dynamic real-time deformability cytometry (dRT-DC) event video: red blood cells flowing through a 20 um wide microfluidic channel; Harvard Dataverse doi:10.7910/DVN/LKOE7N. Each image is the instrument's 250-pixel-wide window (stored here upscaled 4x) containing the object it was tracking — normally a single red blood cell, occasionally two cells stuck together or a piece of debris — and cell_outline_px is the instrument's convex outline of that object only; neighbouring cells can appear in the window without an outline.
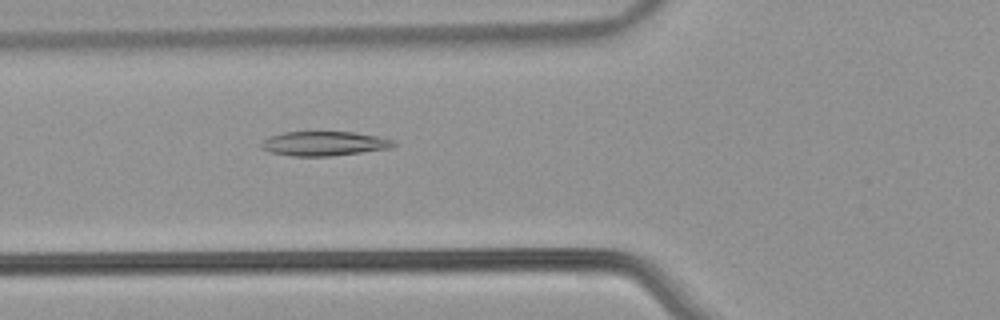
{"species": "common noctule bat (a hibernating species)", "species_latin": "Nyctalus noctula", "temperature_condition": "warm", "stored_images_in_passage": 55, "camera_frame_rate_fps": 3000, "um_per_image_px": 0.085, "animal": {"sex": "male", "body_mass_g": 21.5, "forearm_length_mm": 52.0}, "frame": {"image": 1, "passage_image": 21, "time_ms": 6.667, "image_size_px": [1000, 320], "cell_outline_px": [[396, 144], [392, 148], [328, 156], [292, 156], [272, 152], [260, 148], [260, 144], [268, 136], [284, 132], [352, 132], [376, 136], [396, 140]], "centroid_in_image_um": [27.55, 12.2], "position_along_channel_um": 98.3, "area_um2": 18.73}}
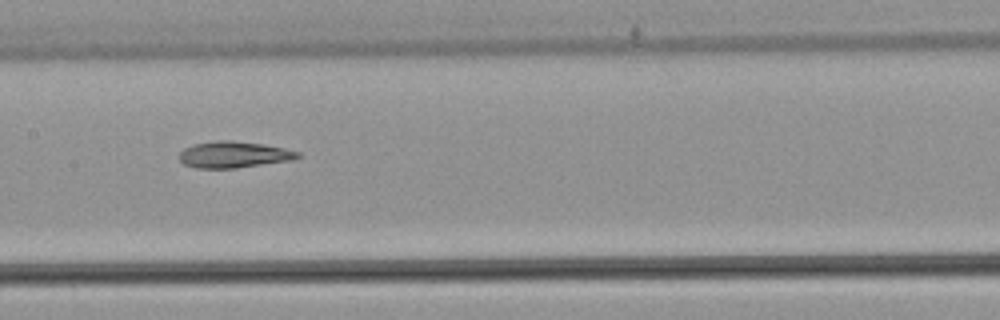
{"frame": {"image": 2, "passage_image": 28, "time_ms": 9.0, "image_size_px": [1000, 320], "cell_outline_px": [[304, 156], [292, 160], [236, 168], [196, 168], [184, 164], [180, 160], [180, 152], [184, 148], [192, 144], [216, 140], [232, 140], [260, 144], [284, 148], [300, 152]], "centroid_in_image_um": [19.88, 13.14], "position_along_channel_um": 187.5, "area_um2": 18.26}}
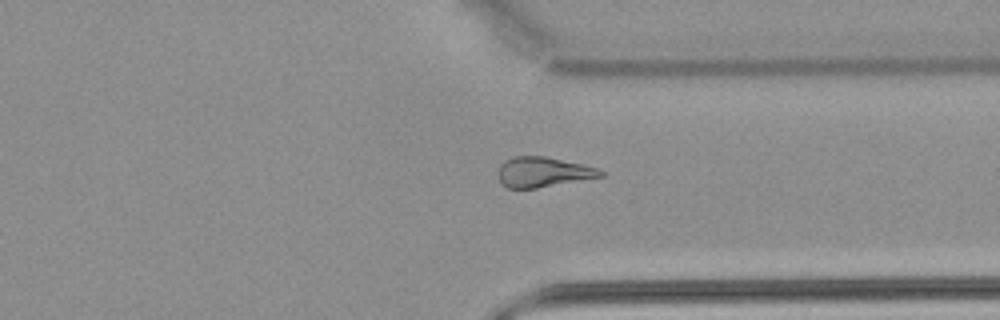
{"frame": {"image": 3, "passage_image": 42, "time_ms": 13.667, "image_size_px": [1000, 320], "cell_outline_px": [[604, 176], [536, 188], [508, 188], [500, 180], [500, 164], [504, 160], [512, 156], [544, 156], [580, 164], [596, 168], [604, 172]], "centroid_in_image_um": [46.15, 14.62], "position_along_channel_um": 365.2, "area_um2": 17.57}, "authors_computed_cell_mechanics": {"area_um2": 19.5942, "velocity_mm_per_s": 3.8063, "shape_relaxation_time_tau1_ms": null, "shape_relaxation_time_tau2_ms": 7.4959, "deformation_change_tau1": null, "deformation_change_tau2": 0.172}}